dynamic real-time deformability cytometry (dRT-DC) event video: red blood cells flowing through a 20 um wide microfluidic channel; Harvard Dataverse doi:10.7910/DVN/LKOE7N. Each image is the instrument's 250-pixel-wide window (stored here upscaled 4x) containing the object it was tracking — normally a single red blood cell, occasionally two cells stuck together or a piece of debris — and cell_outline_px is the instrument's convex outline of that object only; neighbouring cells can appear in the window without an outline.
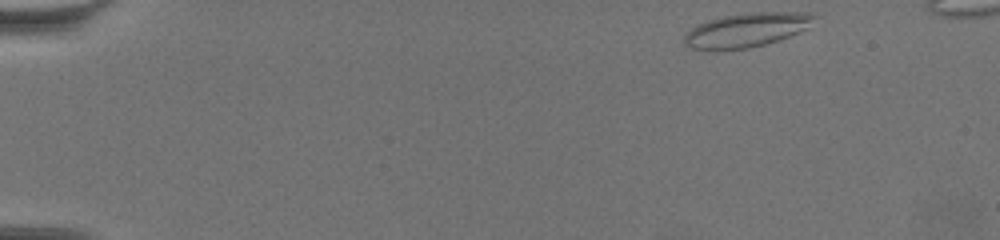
{"species": "common noctule bat (a hibernating species)", "species_latin": "Nyctalus noctula", "temperature_condition": "warm", "stored_images_in_passage": 13, "camera_frame_rate_fps": 3000, "um_per_image_px": 0.085, "animal": {"sex": "female", "body_mass_g": 19.5, "forearm_length_mm": 54.1}, "frame": {"image": 1, "passage_image": 1, "time_ms": 0.0, "image_size_px": [1000, 240], "cell_outline_px": [[816, 16], [808, 28], [788, 36], [764, 44], [748, 48], [712, 52], [692, 48], [684, 44], [684, 36], [692, 28], [708, 20], [724, 16], [752, 12], [812, 12]], "centroid_in_image_um": [63.43, 2.56], "position_along_channel_um": 21.6, "area_um2": 25.89}}